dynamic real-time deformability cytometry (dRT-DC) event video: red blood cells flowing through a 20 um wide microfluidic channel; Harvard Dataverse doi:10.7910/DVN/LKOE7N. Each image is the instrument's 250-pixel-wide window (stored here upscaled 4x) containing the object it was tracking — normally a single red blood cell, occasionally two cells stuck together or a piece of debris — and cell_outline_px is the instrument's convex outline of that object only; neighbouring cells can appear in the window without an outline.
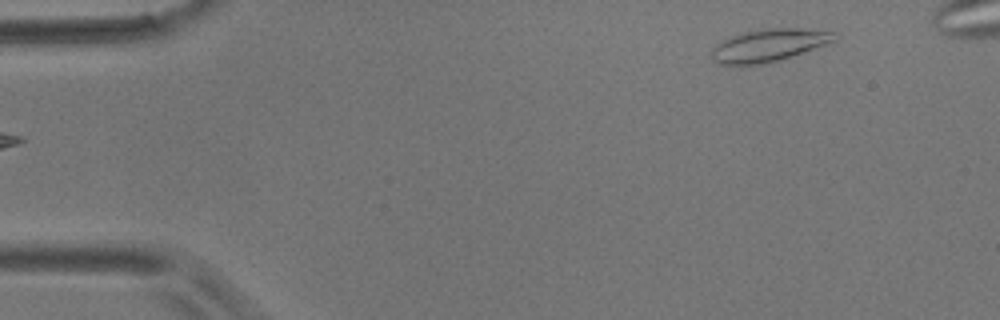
{"species": "common noctule bat (a hibernating species)", "species_latin": "Nyctalus noctula", "temperature_condition": "room temperature", "stored_images_in_passage": 5, "segment_of_instrument_passage": [2, 2], "camera_frame_rate_fps": 3000, "um_per_image_px": 0.085, "animal": {"sex": "male", "body_mass_g": 17.9}, "frame": {"image": 1, "passage_image": 5, "time_ms": 5.333, "image_size_px": [1000, 320], "cell_outline_px": [[836, 40], [828, 44], [768, 64], [740, 68], [736, 68], [720, 64], [712, 60], [708, 52], [720, 40], [728, 36], [760, 28], [800, 28], [832, 32]], "centroid_in_image_um": [65.2, 3.9], "position_along_channel_um": 19.8, "area_um2": 24.33}}